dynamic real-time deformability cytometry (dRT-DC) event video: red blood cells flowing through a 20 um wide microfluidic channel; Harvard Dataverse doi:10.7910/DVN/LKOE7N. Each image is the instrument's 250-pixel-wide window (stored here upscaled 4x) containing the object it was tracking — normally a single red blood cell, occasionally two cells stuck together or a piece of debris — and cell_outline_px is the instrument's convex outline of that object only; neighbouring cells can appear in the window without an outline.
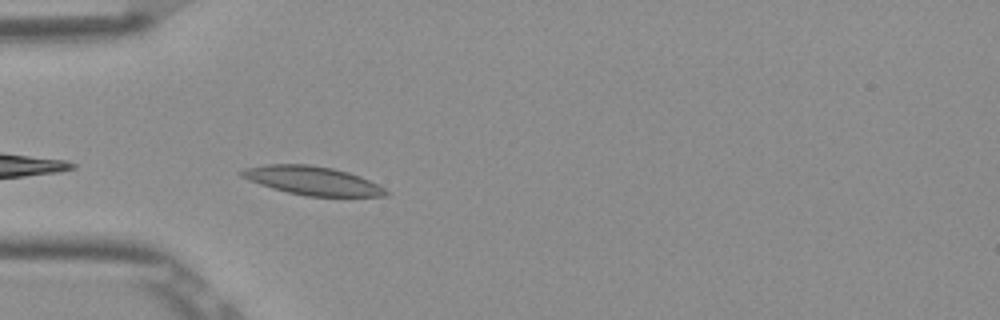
{"species": "Egyptian fruit bat (a non-hibernating species)", "species_latin": "Rousettus aegyptiacus", "temperature_condition": "room temperature", "stored_images_in_passage": 25, "camera_frame_rate_fps": 3000, "um_per_image_px": 0.085, "frame": {"image": 1, "passage_image": 2, "time_ms": 0.333, "image_size_px": [1000, 320], "cell_outline_px": [[388, 196], [304, 196], [272, 188], [260, 184], [240, 176], [236, 172], [244, 168], [264, 164], [308, 164], [332, 168], [348, 172], [360, 176], [384, 188], [388, 192]], "centroid_in_image_um": [26.5, 15.34], "position_along_channel_um": 58.5, "area_um2": 23.99}}
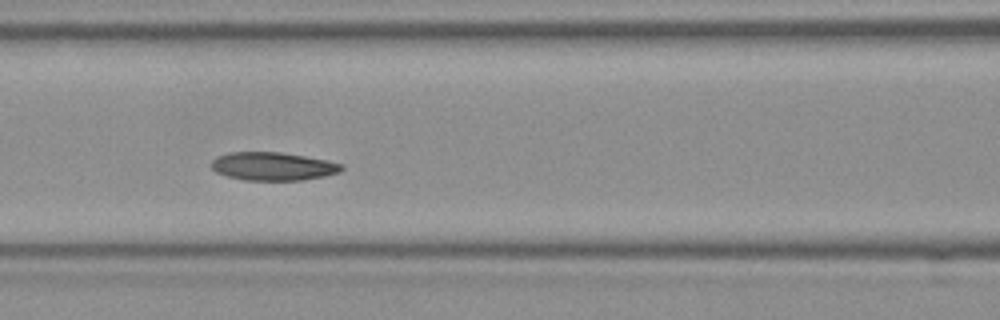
{"frame": {"image": 2, "passage_image": 9, "time_ms": 2.667, "image_size_px": [1000, 320], "cell_outline_px": [[344, 168], [340, 172], [324, 176], [304, 180], [244, 180], [228, 176], [216, 172], [208, 164], [216, 156], [228, 152], [280, 152], [328, 160], [344, 164]], "centroid_in_image_um": [23.19, 14.13], "position_along_channel_um": 143.4, "area_um2": 21.62}}
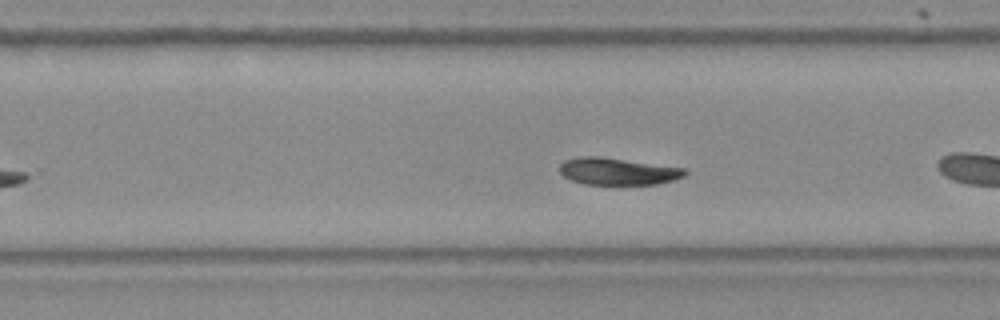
{"frame": {"image": 3, "passage_image": 17, "time_ms": 5.333, "image_size_px": [1000, 320], "cell_outline_px": [[688, 172], [684, 176], [672, 180], [656, 184], [584, 184], [572, 180], [564, 176], [560, 172], [560, 164], [564, 160], [576, 156], [600, 156], [684, 168]], "centroid_in_image_um": [52.47, 14.55], "position_along_channel_um": 277.3, "area_um2": 19.65}, "authors_computed_cell_mechanics": {"area_um2": 20.6346, "velocity_mm_per_s": 3.8436, "shape_relaxation_time_tau1_ms": null, "shape_relaxation_time_tau2_ms": 3.7315, "deformation_change_tau1": null, "deformation_change_tau2": 0.083}}